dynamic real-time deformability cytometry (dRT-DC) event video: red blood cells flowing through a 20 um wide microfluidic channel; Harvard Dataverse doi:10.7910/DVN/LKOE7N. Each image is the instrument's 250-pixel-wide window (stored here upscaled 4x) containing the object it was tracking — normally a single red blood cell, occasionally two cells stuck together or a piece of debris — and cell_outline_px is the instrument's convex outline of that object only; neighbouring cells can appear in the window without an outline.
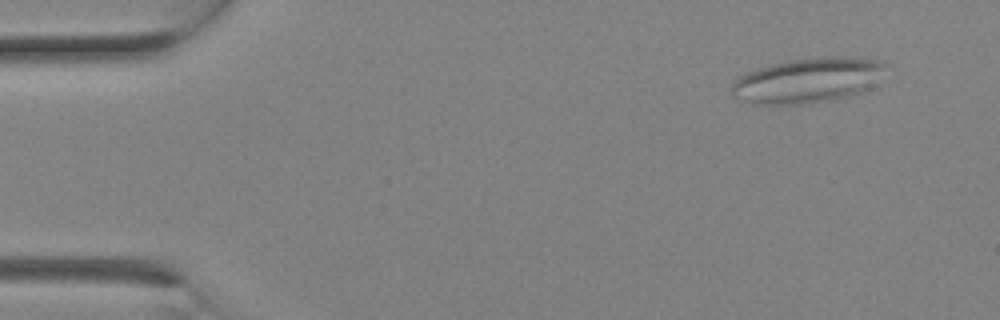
{"species": "Egyptian fruit bat (a non-hibernating species)", "species_latin": "Rousettus aegyptiacus", "temperature_condition": "room temperature", "stored_images_in_passage": 2, "camera_frame_rate_fps": 3000, "um_per_image_px": 0.085, "animal": {"sex": "female"}, "frame": {"image": 1, "passage_image": 1, "time_ms": 0.0, "image_size_px": [1000, 320], "cell_outline_px": [[888, 64], [868, 88], [864, 92], [852, 96], [808, 104], [756, 104], [732, 96], [728, 92], [732, 84], [740, 76], [748, 72], [760, 68], [792, 60], [832, 56], [844, 56], [880, 60]], "centroid_in_image_um": [68.66, 6.84], "position_along_channel_um": 16.3, "area_um2": 40.06}}